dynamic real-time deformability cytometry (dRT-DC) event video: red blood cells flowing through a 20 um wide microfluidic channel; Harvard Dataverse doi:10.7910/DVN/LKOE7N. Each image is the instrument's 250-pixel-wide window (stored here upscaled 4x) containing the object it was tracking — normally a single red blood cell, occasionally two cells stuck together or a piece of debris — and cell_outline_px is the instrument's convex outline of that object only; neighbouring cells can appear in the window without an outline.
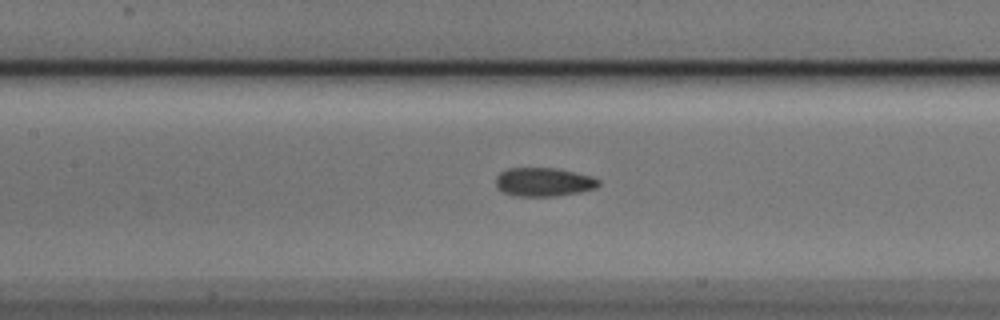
{"species": "Egyptian fruit bat (a non-hibernating species)", "species_latin": "Rousettus aegyptiacus", "temperature_condition": "cold", "stored_images_in_passage": 6, "camera_frame_rate_fps": 3000, "um_per_image_px": 0.085, "animal": {"sex": "male"}, "frame": {"image": 1, "passage_image": 6, "time_ms": 1.667, "image_size_px": [1000, 320], "cell_outline_px": [[600, 184], [596, 188], [580, 192], [552, 196], [512, 196], [500, 192], [496, 184], [496, 176], [500, 172], [508, 168], [556, 168], [592, 176], [600, 180]], "centroid_in_image_um": [46.19, 15.47], "position_along_channel_um": 161.2, "area_um2": 17.34}}